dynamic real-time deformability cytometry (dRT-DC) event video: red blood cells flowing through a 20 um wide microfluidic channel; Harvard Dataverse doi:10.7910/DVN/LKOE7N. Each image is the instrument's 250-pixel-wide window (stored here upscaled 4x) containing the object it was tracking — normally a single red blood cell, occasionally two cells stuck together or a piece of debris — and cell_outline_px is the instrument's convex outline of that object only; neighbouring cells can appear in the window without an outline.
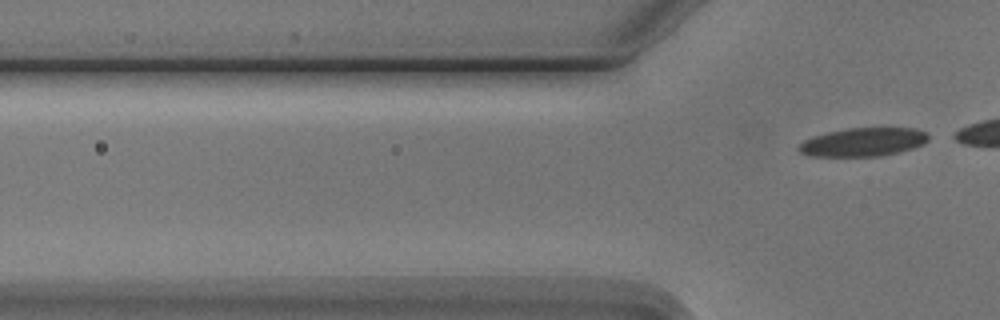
{"species": "Egyptian fruit bat (a non-hibernating species)", "species_latin": "Rousettus aegyptiacus", "temperature_condition": "cold", "stored_images_in_passage": 4, "camera_frame_rate_fps": 3000, "um_per_image_px": 0.085, "animal": {"sex": "male"}, "frame": {"image": 1, "passage_image": 4, "time_ms": 3.667, "image_size_px": [1000, 320], "cell_outline_px": [[928, 140], [924, 144], [912, 148], [880, 156], [808, 156], [800, 152], [796, 148], [804, 140], [828, 132], [848, 128], [916, 128], [928, 132]], "centroid_in_image_um": [73.38, 12.07], "position_along_channel_um": 52.4, "area_um2": 21.44}}